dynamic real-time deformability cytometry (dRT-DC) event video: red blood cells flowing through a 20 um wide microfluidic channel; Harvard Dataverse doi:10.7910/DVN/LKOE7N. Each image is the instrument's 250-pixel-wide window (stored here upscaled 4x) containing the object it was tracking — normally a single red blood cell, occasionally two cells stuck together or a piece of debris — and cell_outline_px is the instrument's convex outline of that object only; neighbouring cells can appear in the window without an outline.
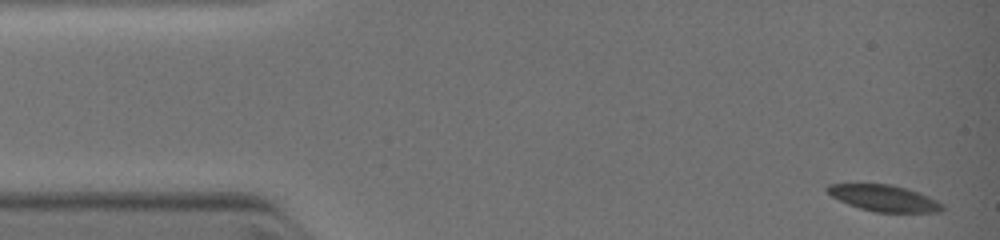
{"species": "common noctule bat (a hibernating species)", "species_latin": "Nyctalus noctula", "temperature_condition": "warm", "stored_images_in_passage": 10, "camera_frame_rate_fps": 3000, "um_per_image_px": 0.085, "animal": {"sex": "female", "body_mass_g": 19.0, "forearm_length_mm": 51.5}, "frame": {"image": 1, "passage_image": 1, "time_ms": 0.0, "image_size_px": [1000, 240], "cell_outline_px": [[944, 208], [940, 212], [876, 212], [860, 208], [848, 204], [832, 196], [824, 188], [828, 184], [888, 184], [904, 188], [928, 196], [944, 204]], "centroid_in_image_um": [75.14, 16.85], "position_along_channel_um": 9.9, "area_um2": 17.4}}
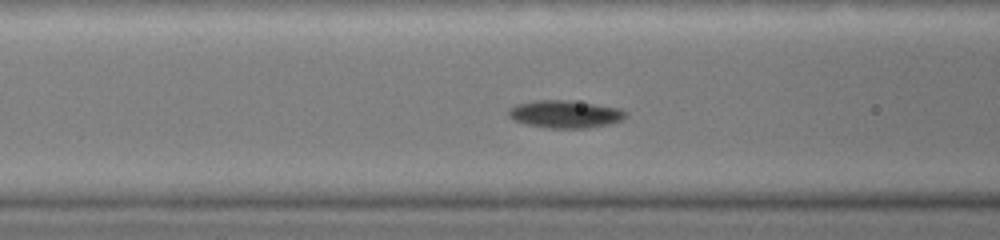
{"frame": {"image": 2, "passage_image": 7, "time_ms": 4.333, "image_size_px": [1000, 240], "cell_outline_px": [[624, 116], [620, 120], [612, 124], [588, 128], [548, 128], [528, 124], [516, 120], [508, 116], [508, 112], [516, 104], [536, 100], [568, 100], [620, 108], [624, 112]], "centroid_in_image_um": [48.03, 9.7], "position_along_channel_um": 118.6, "area_um2": 18.55}}
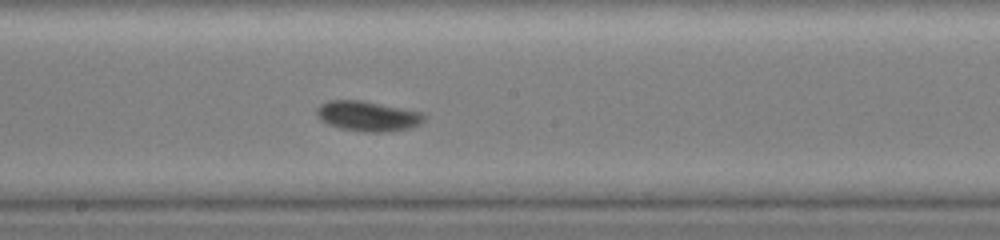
{"frame": {"image": 3, "passage_image": 10, "time_ms": 6.333, "image_size_px": [1000, 240], "cell_outline_px": [[424, 120], [420, 124], [412, 128], [384, 132], [364, 132], [340, 128], [328, 124], [320, 120], [316, 116], [316, 108], [320, 104], [328, 100], [364, 100], [424, 112]], "centroid_in_image_um": [31.26, 9.86], "position_along_channel_um": 216.9, "area_um2": 19.19}}